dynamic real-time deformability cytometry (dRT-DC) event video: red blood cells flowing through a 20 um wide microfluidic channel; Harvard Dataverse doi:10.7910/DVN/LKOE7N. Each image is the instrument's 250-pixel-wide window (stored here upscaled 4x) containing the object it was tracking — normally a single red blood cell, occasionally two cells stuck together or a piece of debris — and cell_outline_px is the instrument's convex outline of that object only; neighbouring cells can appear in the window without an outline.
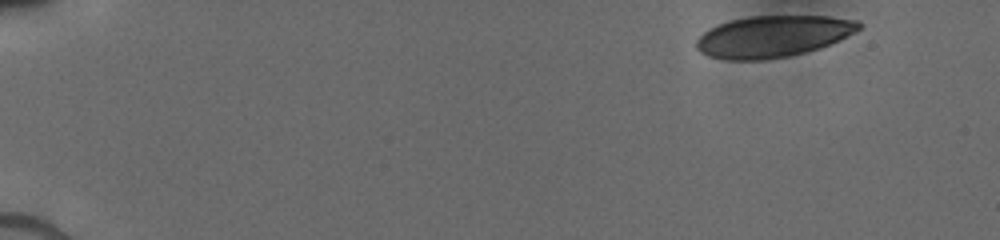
{"species": "human", "species_latin": "Homo sapiens", "temperature_condition": "cold", "stored_images_in_passage": 8, "camera_frame_rate_fps": 3000, "um_per_image_px": 0.085, "donor": {"sex": "male"}, "frame": {"image": 1, "passage_image": 1, "time_ms": 0.0, "image_size_px": [1000, 240], "cell_outline_px": [[860, 28], [840, 40], [820, 48], [788, 56], [764, 60], [728, 60], [708, 56], [700, 52], [696, 48], [696, 40], [708, 28], [732, 20], [752, 16], [828, 16], [856, 20], [860, 24]], "centroid_in_image_um": [65.68, 3.1], "position_along_channel_um": 19.3, "area_um2": 39.13}}
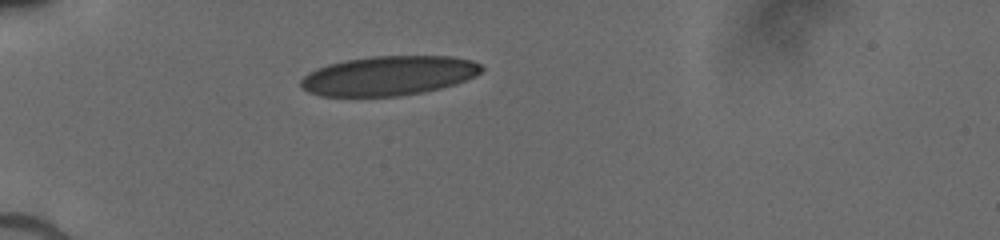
{"frame": {"image": 2, "passage_image": 5, "time_ms": 3.667, "image_size_px": [1000, 240], "cell_outline_px": [[484, 68], [476, 76], [440, 88], [424, 92], [400, 96], [320, 96], [308, 92], [300, 88], [300, 80], [308, 72], [316, 68], [328, 64], [344, 60], [372, 56], [452, 56], [472, 60], [480, 64]], "centroid_in_image_um": [33.0, 6.43], "position_along_channel_um": 52.0, "area_um2": 41.73}}
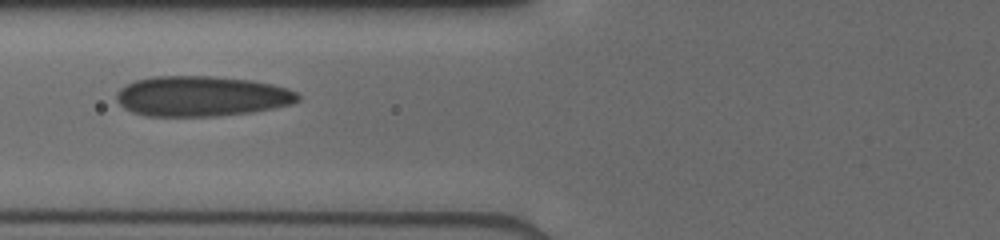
{"frame": {"image": 3, "passage_image": 7, "time_ms": 5.667, "image_size_px": [1000, 240], "cell_outline_px": [[300, 100], [292, 104], [252, 112], [216, 116], [148, 116], [132, 112], [124, 108], [116, 100], [116, 92], [120, 88], [136, 80], [152, 76], [216, 76], [252, 80], [272, 84], [288, 88], [296, 92], [300, 96]], "centroid_in_image_um": [17.14, 8.17], "position_along_channel_um": 108.7, "area_um2": 42.83}}